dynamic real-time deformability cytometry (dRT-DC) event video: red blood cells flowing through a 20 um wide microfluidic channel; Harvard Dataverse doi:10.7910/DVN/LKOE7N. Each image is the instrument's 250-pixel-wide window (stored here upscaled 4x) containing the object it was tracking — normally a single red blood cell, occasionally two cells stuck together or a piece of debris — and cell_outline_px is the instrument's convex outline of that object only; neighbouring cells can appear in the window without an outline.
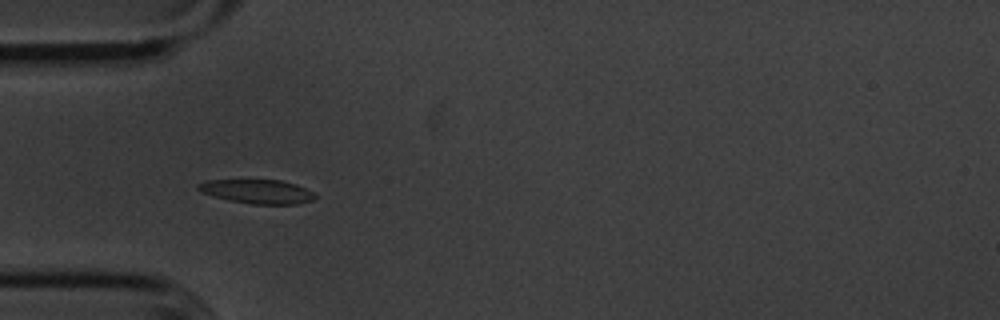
{"species": "common noctule bat (a hibernating species)", "species_latin": "Nyctalus noctula", "temperature_condition": "cold", "stored_images_in_passage": 56, "camera_frame_rate_fps": 3000, "um_per_image_px": 0.085, "animal": {"sex": "male", "body_mass_g": 20.1, "forearm_length_mm": 53.5}, "frame": {"image": 1, "passage_image": 17, "time_ms": 5.333, "image_size_px": [1000, 320], "cell_outline_px": [[316, 196], [312, 200], [296, 204], [252, 204], [228, 200], [200, 192], [196, 188], [196, 184], [204, 180], [280, 180], [296, 184], [312, 192]], "centroid_in_image_um": [21.81, 16.27], "position_along_channel_um": 63.2, "area_um2": 16.36}}
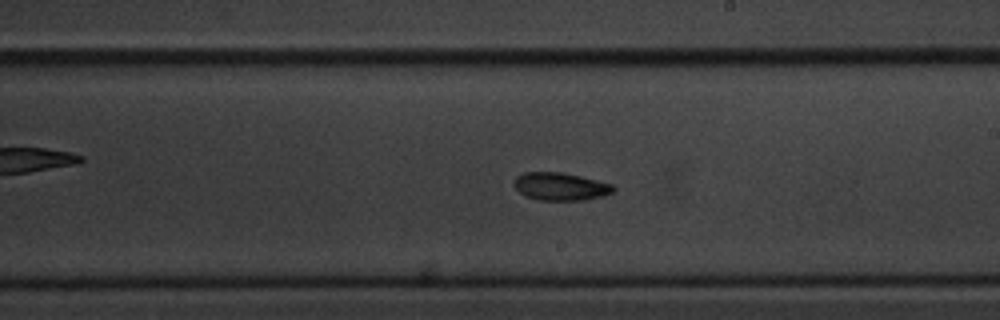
{"frame": {"image": 2, "passage_image": 32, "time_ms": 10.333, "image_size_px": [1000, 320], "cell_outline_px": [[616, 188], [612, 192], [600, 196], [584, 200], [536, 200], [524, 196], [512, 184], [516, 176], [524, 172], [560, 172], [580, 176], [612, 184]], "centroid_in_image_um": [47.59, 15.85], "position_along_channel_um": 241.4, "area_um2": 16.07}}
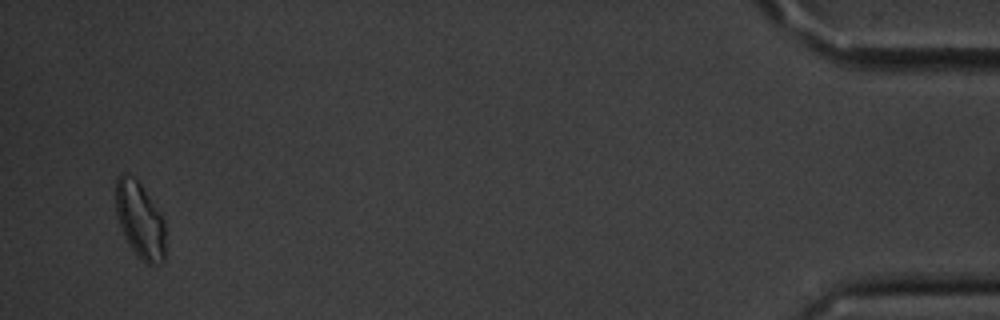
{"frame": {"image": 3, "passage_image": 54, "time_ms": 17.667, "image_size_px": [1000, 320], "cell_outline_px": [[164, 260], [160, 264], [148, 264], [140, 260], [124, 236], [120, 228], [116, 216], [116, 180], [124, 172], [128, 172], [140, 184], [164, 220]], "centroid_in_image_um": [11.87, 18.73], "position_along_channel_um": 423.3, "area_um2": 21.79}, "authors_computed_cell_mechanics": {"area_um2": 16.3285, "velocity_mm_per_s": 3.5785, "shape_relaxation_time_tau1_ms": 5.003, "shape_relaxation_time_tau2_ms": 5.0486, "deformation_change_tau1": 0.1042, "deformation_change_tau2": 0.0981}}